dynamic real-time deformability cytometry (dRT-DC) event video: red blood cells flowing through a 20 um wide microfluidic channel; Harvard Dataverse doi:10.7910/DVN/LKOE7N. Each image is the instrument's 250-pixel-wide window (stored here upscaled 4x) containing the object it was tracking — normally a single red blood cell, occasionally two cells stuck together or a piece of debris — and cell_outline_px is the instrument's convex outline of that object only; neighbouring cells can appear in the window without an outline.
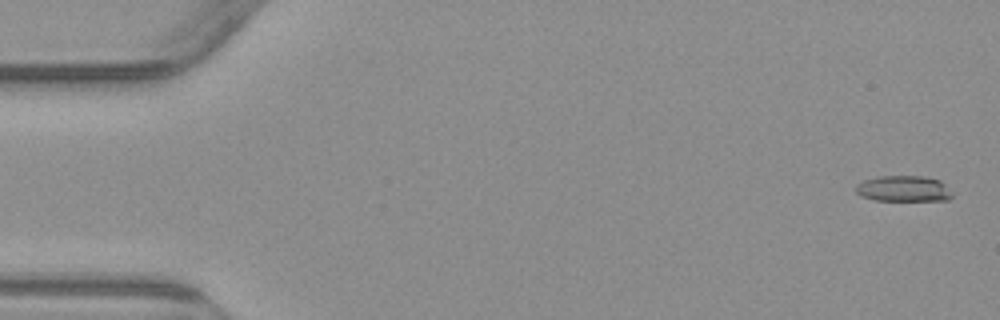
{"species": "common noctule bat (a hibernating species)", "species_latin": "Nyctalus noctula", "temperature_condition": "warm", "stored_images_in_passage": 4, "camera_frame_rate_fps": 3000, "um_per_image_px": 0.085, "animal": {"sex": "male", "body_mass_g": 23.1, "forearm_length_mm": 52.7}, "frame": {"image": 1, "passage_image": 1, "time_ms": 0.0, "image_size_px": [1000, 320], "cell_outline_px": [[952, 196], [948, 200], [876, 200], [860, 196], [856, 192], [856, 184], [864, 180], [880, 176], [924, 176], [940, 180], [952, 192]], "centroid_in_image_um": [76.8, 16.03], "position_along_channel_um": 8.2, "area_um2": 14.51}}
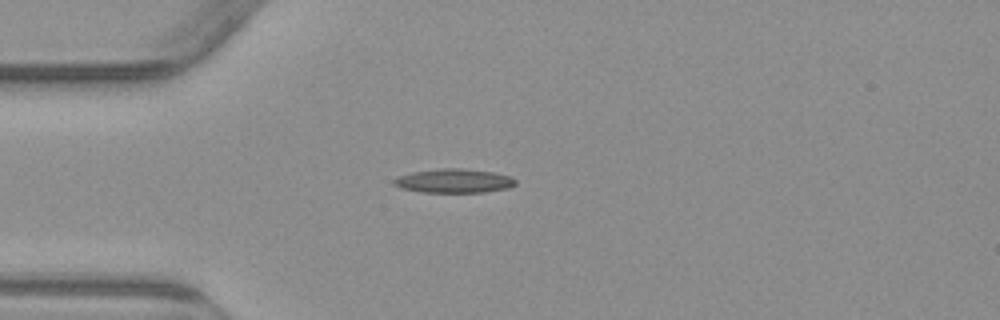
{"frame": {"image": 2, "passage_image": 4, "time_ms": 4.333, "image_size_px": [1000, 320], "cell_outline_px": [[516, 184], [508, 188], [484, 192], [424, 192], [400, 188], [392, 184], [392, 180], [396, 176], [412, 172], [440, 168], [460, 168], [492, 172], [512, 176], [516, 180]], "centroid_in_image_um": [38.56, 15.37], "position_along_channel_um": 46.4, "area_um2": 17.11}}